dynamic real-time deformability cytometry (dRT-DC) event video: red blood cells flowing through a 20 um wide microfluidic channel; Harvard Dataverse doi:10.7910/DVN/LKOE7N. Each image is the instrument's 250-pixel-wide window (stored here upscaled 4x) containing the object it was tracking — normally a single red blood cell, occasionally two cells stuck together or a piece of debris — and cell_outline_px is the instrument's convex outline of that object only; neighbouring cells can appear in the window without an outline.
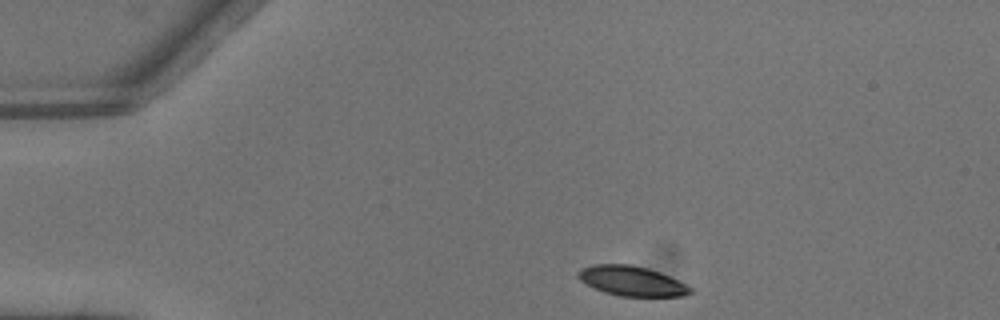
{"species": "common noctule bat (a hibernating species)", "species_latin": "Nyctalus noctula", "temperature_condition": "warm", "stored_images_in_passage": 2, "camera_frame_rate_fps": 3000, "um_per_image_px": 0.085, "animal": {"sex": "male", "body_mass_g": 13.3}, "frame": {"image": 1, "passage_image": 1, "time_ms": 0.0, "image_size_px": [1000, 320], "cell_outline_px": [[692, 292], [684, 296], [620, 296], [604, 292], [580, 280], [576, 276], [576, 272], [580, 268], [592, 264], [628, 264], [648, 268], [660, 272], [692, 288]], "centroid_in_image_um": [53.65, 23.87], "position_along_channel_um": 31.3, "area_um2": 19.36}}
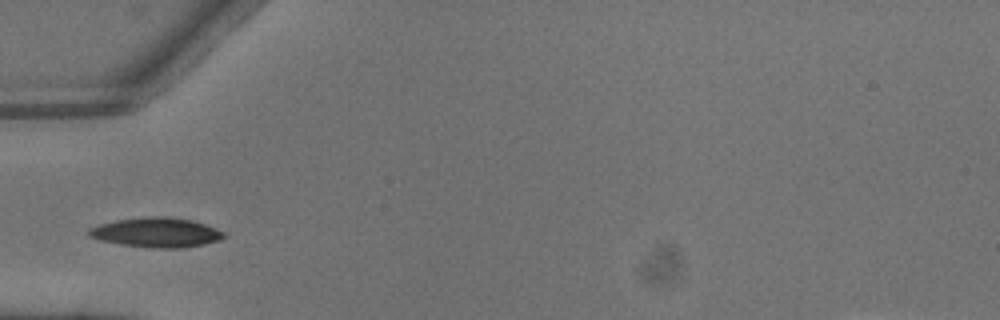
{"frame": {"image": 2, "passage_image": 2, "time_ms": 0.333, "image_size_px": [1000, 320], "cell_outline_px": [[228, 236], [220, 240], [204, 244], [180, 248], [148, 248], [120, 244], [100, 240], [88, 236], [88, 228], [100, 224], [116, 220], [148, 216], [164, 216], [192, 220], [216, 228], [224, 232]], "centroid_in_image_um": [13.3, 19.76], "position_along_channel_um": 71.7, "area_um2": 23.47}}